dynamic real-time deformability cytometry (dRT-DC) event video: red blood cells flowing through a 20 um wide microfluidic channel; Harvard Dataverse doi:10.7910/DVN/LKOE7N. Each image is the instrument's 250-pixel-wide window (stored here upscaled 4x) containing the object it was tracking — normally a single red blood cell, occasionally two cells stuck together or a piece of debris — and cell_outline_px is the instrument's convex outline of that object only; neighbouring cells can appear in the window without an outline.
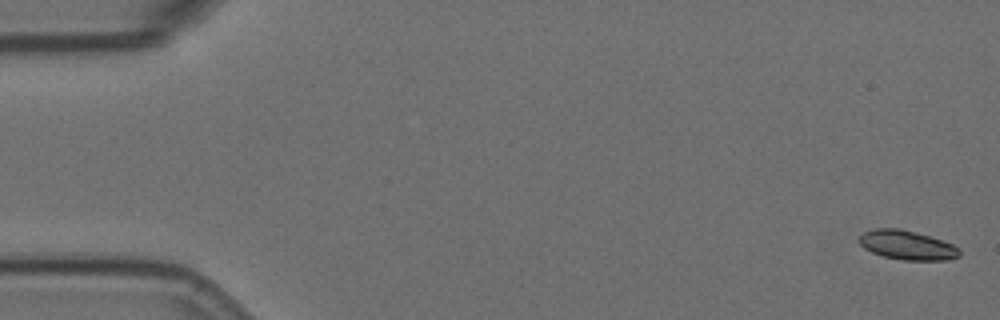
{"species": "Egyptian fruit bat (a non-hibernating species)", "species_latin": "Rousettus aegyptiacus", "temperature_condition": "room temperature", "stored_images_in_passage": 6, "camera_frame_rate_fps": 3000, "um_per_image_px": 0.085, "animal": {"sex": "female"}, "frame": {"image": 1, "passage_image": 1, "time_ms": 0.0, "image_size_px": [1000, 320], "cell_outline_px": [[960, 256], [948, 260], [904, 260], [884, 256], [872, 252], [864, 248], [856, 240], [864, 232], [876, 228], [900, 228], [916, 232], [944, 240], [952, 244], [960, 252]], "centroid_in_image_um": [77.09, 20.83], "position_along_channel_um": 7.9, "area_um2": 17.11}}